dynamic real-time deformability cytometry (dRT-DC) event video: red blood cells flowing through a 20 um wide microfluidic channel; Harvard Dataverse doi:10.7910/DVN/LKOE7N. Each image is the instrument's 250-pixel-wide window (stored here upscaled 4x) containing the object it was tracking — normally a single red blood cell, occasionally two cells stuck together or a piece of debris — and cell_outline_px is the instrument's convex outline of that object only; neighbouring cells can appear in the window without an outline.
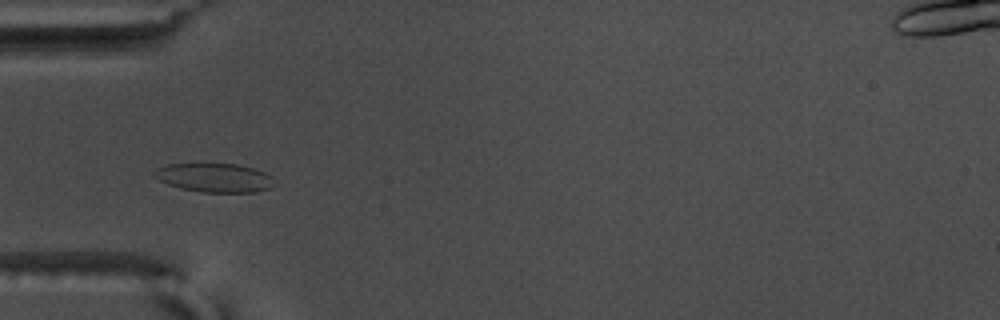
{"species": "common noctule bat (a hibernating species)", "species_latin": "Nyctalus noctula", "temperature_condition": "warm", "stored_images_in_passage": 46, "camera_frame_rate_fps": 3000, "um_per_image_px": 0.085, "animal": {"sex": "male", "body_mass_g": 17.5, "forearm_length_mm": 52.3}, "frame": {"image": 1, "passage_image": 8, "time_ms": 2.333, "image_size_px": [1000, 320], "cell_outline_px": [[276, 184], [272, 188], [256, 192], [204, 192], [180, 188], [168, 184], [152, 176], [152, 172], [156, 168], [168, 164], [236, 164], [252, 168], [264, 172], [272, 176]], "centroid_in_image_um": [18.25, 15.11], "position_along_channel_um": 66.8, "area_um2": 20.29}}
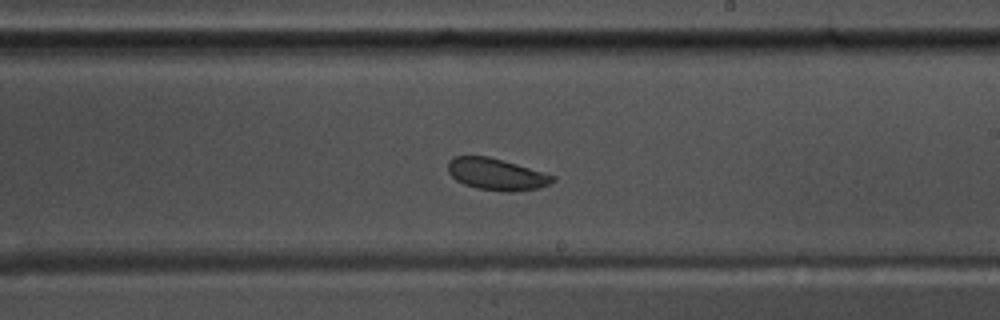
{"frame": {"image": 2, "passage_image": 23, "time_ms": 7.333, "image_size_px": [1000, 320], "cell_outline_px": [[556, 180], [540, 188], [512, 192], [508, 192], [476, 188], [464, 184], [456, 180], [448, 172], [448, 160], [456, 156], [488, 156], [516, 164], [556, 176]], "centroid_in_image_um": [42.2, 14.82], "position_along_channel_um": 246.8, "area_um2": 19.31}}
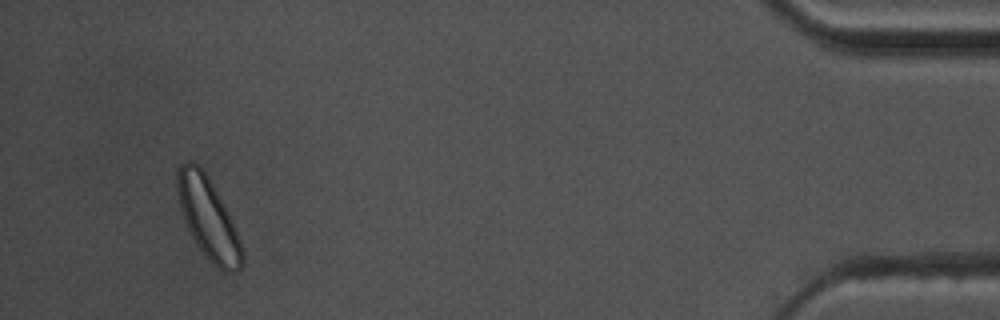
{"frame": {"image": 3, "passage_image": 43, "time_ms": 14.0, "image_size_px": [1000, 320], "cell_outline_px": [[244, 264], [236, 272], [224, 272], [216, 268], [204, 256], [196, 244], [188, 228], [180, 208], [176, 188], [176, 172], [180, 164], [188, 160], [192, 160], [200, 164], [208, 176], [228, 212], [240, 240], [244, 252]], "centroid_in_image_um": [17.69, 18.55], "position_along_channel_um": 417.5, "area_um2": 31.04}, "authors_computed_cell_mechanics": {"area_um2": 20.2589, "velocity_mm_per_s": 3.6256, "shape_relaxation_time_tau1_ms": 2.8755, "shape_relaxation_time_tau2_ms": null, "deformation_change_tau1": 0.0705, "deformation_change_tau2": null}}